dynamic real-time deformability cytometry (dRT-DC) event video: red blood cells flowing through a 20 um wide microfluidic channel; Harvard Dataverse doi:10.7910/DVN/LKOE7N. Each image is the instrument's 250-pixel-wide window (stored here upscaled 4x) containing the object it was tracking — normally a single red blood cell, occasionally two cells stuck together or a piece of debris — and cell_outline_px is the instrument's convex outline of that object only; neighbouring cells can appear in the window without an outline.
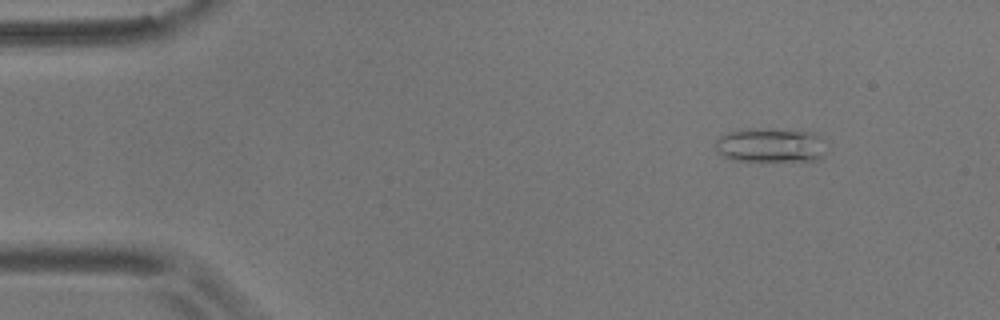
{"species": "common noctule bat (a hibernating species)", "species_latin": "Nyctalus noctula", "temperature_condition": "room temperature", "stored_images_in_passage": 52, "camera_frame_rate_fps": 3000, "um_per_image_px": 0.085, "animal": {"sex": "male", "body_mass_g": 17.9}, "frame": {"image": 1, "passage_image": 3, "time_ms": 0.667, "image_size_px": [1000, 320], "cell_outline_px": [[820, 160], [732, 160], [716, 152], [716, 140], [720, 136], [728, 132], [748, 128], [772, 128], [816, 132], [820, 136]], "centroid_in_image_um": [65.4, 12.31], "position_along_channel_um": 19.6, "area_um2": 21.85}}
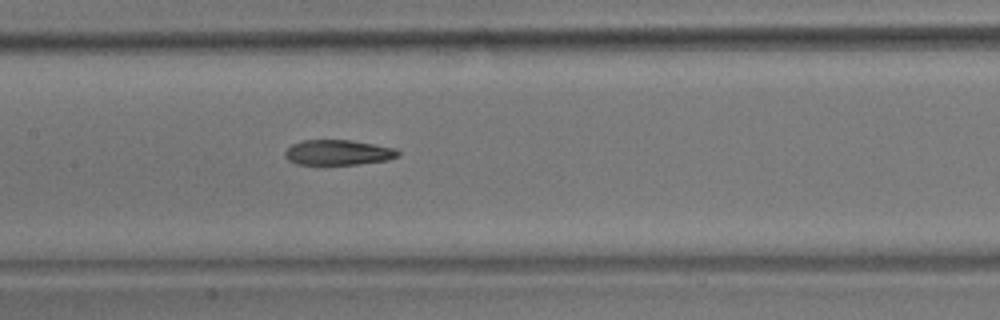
{"frame": {"image": 2, "passage_image": 23, "time_ms": 7.333, "image_size_px": [1000, 320], "cell_outline_px": [[400, 156], [388, 160], [356, 164], [296, 164], [288, 160], [284, 156], [284, 152], [292, 144], [304, 140], [352, 140], [396, 148], [400, 152]], "centroid_in_image_um": [28.76, 12.96], "position_along_channel_um": 178.6, "area_um2": 16.65}}
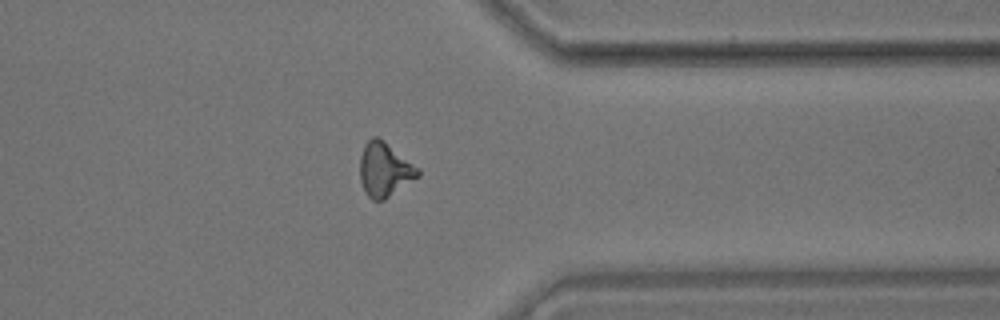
{"frame": {"image": 3, "passage_image": 40, "time_ms": 13.0, "image_size_px": [1000, 320], "cell_outline_px": [[420, 176], [384, 200], [372, 200], [364, 192], [360, 180], [360, 156], [364, 144], [372, 136], [380, 136], [420, 168]], "centroid_in_image_um": [32.7, 14.39], "position_along_channel_um": 378.7, "area_um2": 18.73}, "authors_computed_cell_mechanics": {"area_um2": 17.5712, "velocity_mm_per_s": 3.6626, "shape_relaxation_time_tau1_ms": null, "shape_relaxation_time_tau2_ms": 4.7566, "deformation_change_tau1": null, "deformation_change_tau2": 0.1466}}